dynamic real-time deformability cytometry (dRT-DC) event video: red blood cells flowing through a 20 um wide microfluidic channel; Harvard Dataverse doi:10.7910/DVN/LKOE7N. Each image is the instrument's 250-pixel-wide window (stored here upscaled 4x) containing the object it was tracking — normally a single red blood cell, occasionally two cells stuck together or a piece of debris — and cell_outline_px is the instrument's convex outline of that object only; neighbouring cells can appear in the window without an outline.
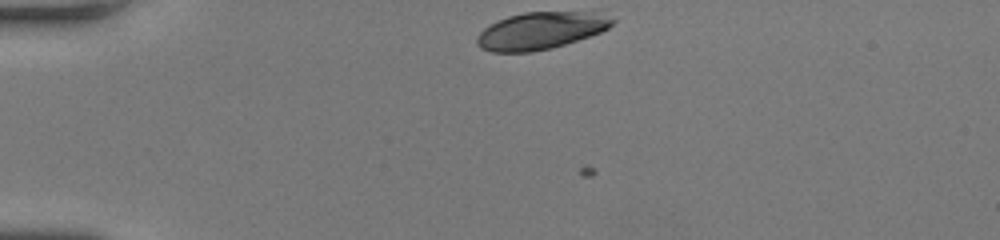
{"species": "human", "species_latin": "Homo sapiens", "temperature_condition": "room temperature", "stored_images_in_passage": 32, "camera_frame_rate_fps": 3000, "um_per_image_px": 0.085, "donor": {"sex": "female"}, "frame": {"image": 1, "passage_image": 1, "time_ms": 0.0, "image_size_px": [1000, 240], "cell_outline_px": [[616, 20], [608, 28], [600, 32], [552, 48], [532, 52], [492, 52], [480, 48], [476, 44], [476, 36], [484, 28], [508, 16], [524, 12], [580, 12]], "centroid_in_image_um": [45.84, 2.64], "position_along_channel_um": 39.2, "area_um2": 28.61}}
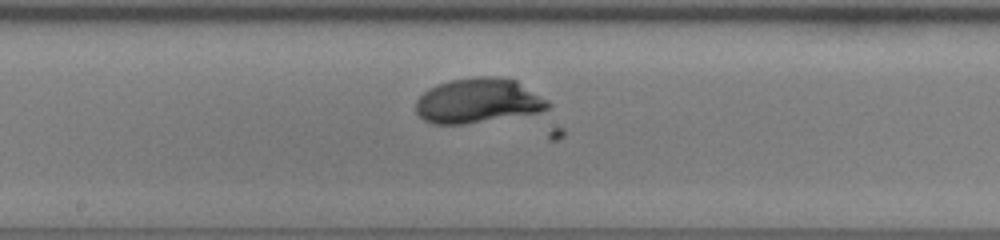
{"frame": {"image": 2, "passage_image": 17, "time_ms": 5.333, "image_size_px": [1000, 240], "cell_outline_px": [[552, 104], [548, 108], [540, 112], [464, 124], [432, 124], [424, 120], [416, 112], [416, 100], [428, 88], [436, 84], [448, 80], [472, 76], [492, 76], [516, 80], [548, 100]], "centroid_in_image_um": [40.62, 8.55], "position_along_channel_um": 207.6, "area_um2": 34.62}}
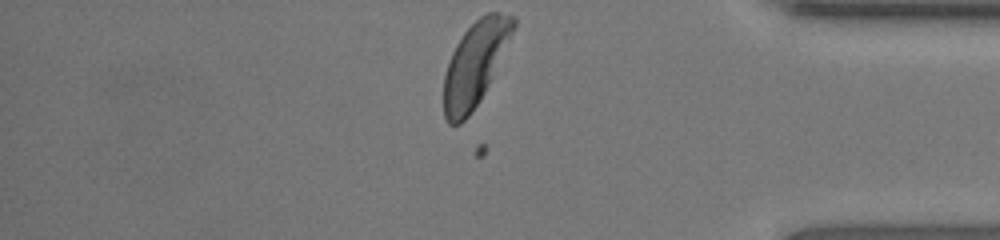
{"frame": {"image": 3, "passage_image": 32, "time_ms": 10.333, "image_size_px": [1000, 240], "cell_outline_px": [[516, 24], [488, 84], [480, 100], [468, 116], [460, 124], [448, 124], [444, 116], [444, 76], [452, 52], [456, 44], [464, 32], [480, 16], [488, 12], [500, 12], [516, 16]], "centroid_in_image_um": [40.36, 5.41], "position_along_channel_um": 394.8, "area_um2": 33.23}, "authors_computed_cell_mechanics": {"area_um2": 33.7552, "velocity_mm_per_s": 4.1604, "shape_relaxation_time_tau1_ms": 2.7587, "shape_relaxation_time_tau2_ms": null, "deformation_change_tau1": 0.1857, "deformation_change_tau2": null}}